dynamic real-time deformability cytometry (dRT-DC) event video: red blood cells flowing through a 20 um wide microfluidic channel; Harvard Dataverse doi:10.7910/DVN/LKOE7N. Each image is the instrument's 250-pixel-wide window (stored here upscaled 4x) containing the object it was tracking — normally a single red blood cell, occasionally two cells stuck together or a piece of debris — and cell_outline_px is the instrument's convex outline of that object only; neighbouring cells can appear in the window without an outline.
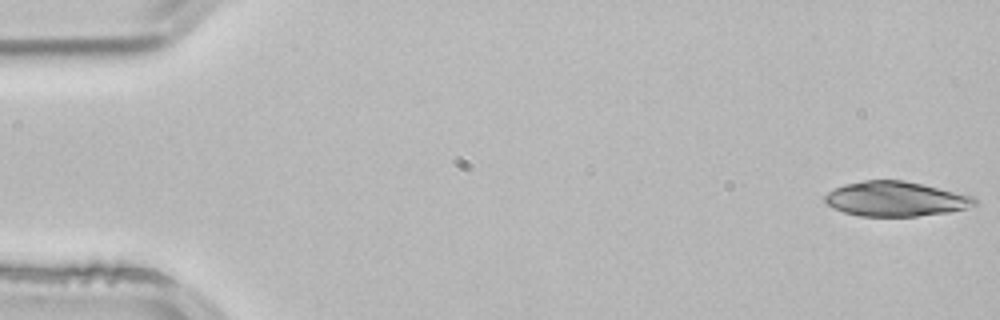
{"species": "common noctule bat (a hibernating species)", "species_latin": "Nyctalus noctula", "temperature_condition": "room temperature", "stored_images_in_passage": 4, "camera_frame_rate_fps": 3000, "um_per_image_px": 0.085, "animal": {"sex": "male", "body_mass_g": 21.5, "forearm_length_mm": 52.0}, "frame": {"image": 1, "passage_image": 1, "time_ms": 0.0, "image_size_px": [1000, 320], "cell_outline_px": [[976, 204], [964, 208], [948, 212], [916, 216], [860, 216], [844, 212], [832, 208], [824, 200], [824, 196], [828, 192], [844, 184], [864, 180], [904, 180], [972, 196], [976, 200]], "centroid_in_image_um": [76.07, 16.91], "position_along_channel_um": 8.9, "area_um2": 30.0}}